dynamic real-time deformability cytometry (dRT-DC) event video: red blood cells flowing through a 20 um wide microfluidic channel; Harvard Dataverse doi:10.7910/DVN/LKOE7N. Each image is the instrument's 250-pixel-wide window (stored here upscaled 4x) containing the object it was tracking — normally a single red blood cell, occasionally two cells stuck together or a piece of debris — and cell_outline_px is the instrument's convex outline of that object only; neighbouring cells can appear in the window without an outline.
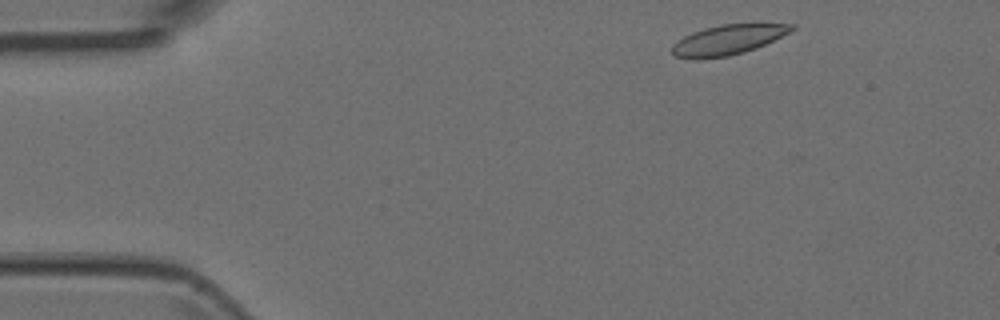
{"species": "Egyptian fruit bat (a non-hibernating species)", "species_latin": "Rousettus aegyptiacus", "temperature_condition": "room temperature", "stored_images_in_passage": 4, "camera_frame_rate_fps": 3000, "um_per_image_px": 0.085, "animal": {"sex": "female"}, "frame": {"image": 1, "passage_image": 1, "time_ms": 0.0, "image_size_px": [1000, 320], "cell_outline_px": [[796, 28], [756, 48], [744, 52], [728, 56], [696, 60], [692, 60], [676, 56], [672, 52], [672, 44], [684, 36], [692, 32], [704, 28], [720, 24], [796, 24]], "centroid_in_image_um": [61.81, 3.4], "position_along_channel_um": 23.2, "area_um2": 20.75}}
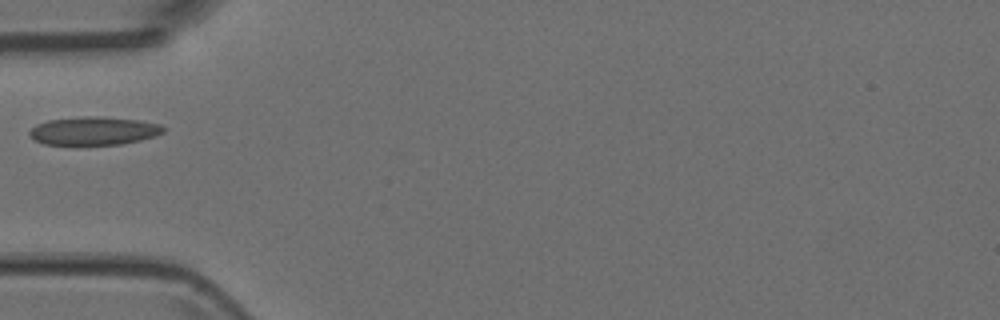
{"frame": {"image": 2, "passage_image": 4, "time_ms": 1.0, "image_size_px": [1000, 320], "cell_outline_px": [[164, 132], [156, 136], [140, 140], [120, 144], [44, 144], [28, 136], [28, 132], [36, 124], [48, 120], [84, 116], [100, 116], [140, 120], [160, 124], [164, 128]], "centroid_in_image_um": [7.97, 11.11], "position_along_channel_um": 77.0, "area_um2": 22.02}}